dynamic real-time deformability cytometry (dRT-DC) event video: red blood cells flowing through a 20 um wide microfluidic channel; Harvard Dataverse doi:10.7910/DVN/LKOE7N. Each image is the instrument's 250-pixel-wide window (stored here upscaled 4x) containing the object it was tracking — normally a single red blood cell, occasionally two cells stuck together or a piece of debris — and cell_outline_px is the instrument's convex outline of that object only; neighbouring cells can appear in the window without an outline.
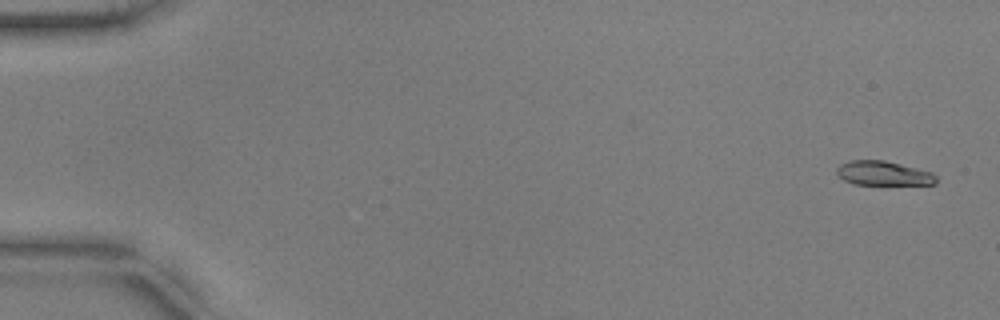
{"species": "common noctule bat (a hibernating species)", "species_latin": "Nyctalus noctula", "temperature_condition": "warm", "stored_images_in_passage": 9, "camera_frame_rate_fps": 3000, "um_per_image_px": 0.085, "animal": {"sex": "male", "body_mass_g": 17.9, "forearm_length_mm": 54.2}, "frame": {"image": 1, "passage_image": 1, "time_ms": 0.0, "image_size_px": [1000, 320], "cell_outline_px": [[936, 184], [852, 184], [844, 180], [836, 172], [836, 168], [840, 164], [852, 160], [884, 160], [932, 172], [936, 176]], "centroid_in_image_um": [75.07, 14.73], "position_along_channel_um": 9.9, "area_um2": 13.93}}